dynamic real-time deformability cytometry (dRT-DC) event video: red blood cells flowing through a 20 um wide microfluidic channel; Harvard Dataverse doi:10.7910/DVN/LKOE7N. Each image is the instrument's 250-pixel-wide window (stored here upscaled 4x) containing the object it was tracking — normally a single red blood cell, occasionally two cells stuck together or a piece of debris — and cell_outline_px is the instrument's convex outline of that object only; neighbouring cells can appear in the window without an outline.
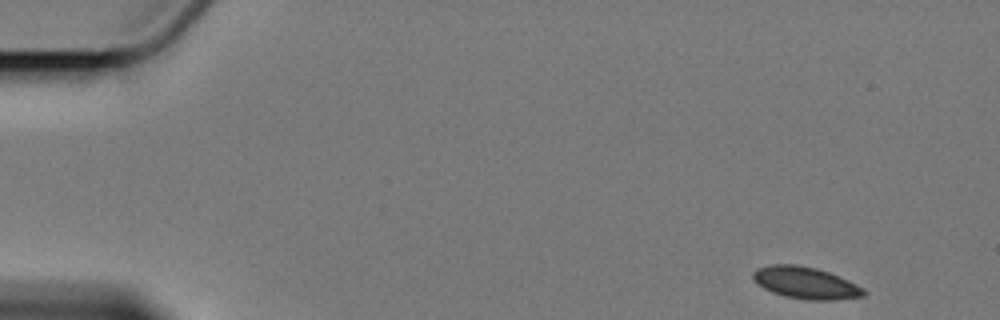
{"species": "Egyptian fruit bat (a non-hibernating species)", "species_latin": "Rousettus aegyptiacus", "temperature_condition": "cold", "stored_images_in_passage": 6, "camera_frame_rate_fps": 3000, "um_per_image_px": 0.085, "animal": {"sex": "female"}, "frame": {"image": 1, "passage_image": 1, "time_ms": 0.0, "image_size_px": [1000, 320], "cell_outline_px": [[868, 292], [864, 296], [836, 300], [808, 300], [784, 296], [772, 292], [764, 288], [752, 276], [752, 272], [756, 268], [768, 264], [796, 264], [816, 268], [828, 272], [848, 280], [864, 288]], "centroid_in_image_um": [68.5, 24.04], "position_along_channel_um": 16.5, "area_um2": 20.63}}
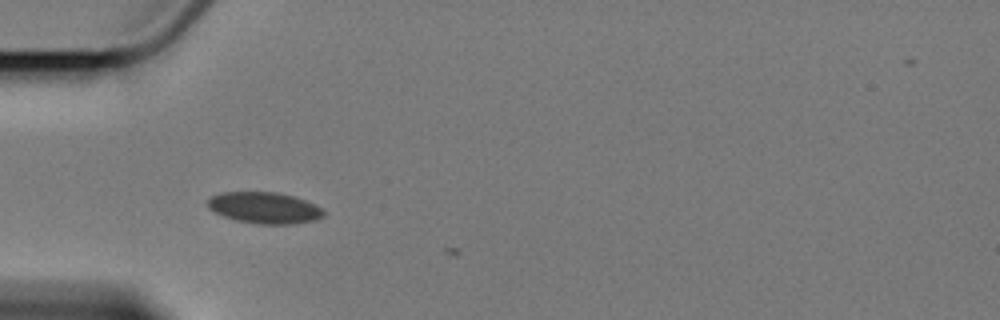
{"frame": {"image": 2, "passage_image": 5, "time_ms": 4.667, "image_size_px": [1000, 320], "cell_outline_px": [[324, 216], [316, 220], [292, 224], [256, 224], [236, 220], [224, 216], [208, 208], [208, 200], [212, 196], [220, 192], [276, 192], [292, 196], [304, 200], [320, 208], [324, 212]], "centroid_in_image_um": [22.46, 17.67], "position_along_channel_um": 62.5, "area_um2": 20.98}}